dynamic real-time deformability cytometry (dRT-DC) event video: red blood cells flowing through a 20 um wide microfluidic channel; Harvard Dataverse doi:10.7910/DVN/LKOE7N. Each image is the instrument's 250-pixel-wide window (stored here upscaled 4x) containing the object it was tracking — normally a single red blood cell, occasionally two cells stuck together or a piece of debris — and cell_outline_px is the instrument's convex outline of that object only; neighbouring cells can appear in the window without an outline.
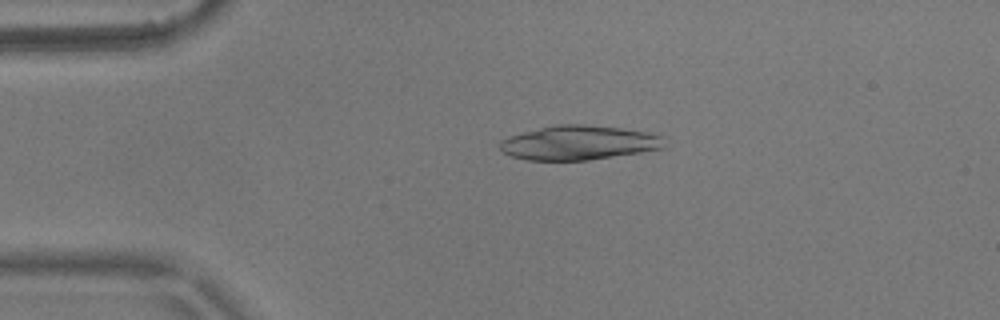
{"species": "common noctule bat (a hibernating species)", "species_latin": "Nyctalus noctula", "temperature_condition": "warm", "stored_images_in_passage": 5, "camera_frame_rate_fps": 3000, "um_per_image_px": 0.085, "animal": {"sex": "male", "body_mass_g": 17.9}, "frame": {"image": 1, "passage_image": 5, "time_ms": 1.333, "image_size_px": [1000, 320], "cell_outline_px": [[664, 148], [640, 152], [588, 160], [528, 160], [512, 156], [504, 152], [500, 148], [500, 140], [508, 136], [556, 124], [584, 124], [620, 128], [644, 132], [664, 136]], "centroid_in_image_um": [49.19, 12.13], "position_along_channel_um": 35.8, "area_um2": 32.66}}